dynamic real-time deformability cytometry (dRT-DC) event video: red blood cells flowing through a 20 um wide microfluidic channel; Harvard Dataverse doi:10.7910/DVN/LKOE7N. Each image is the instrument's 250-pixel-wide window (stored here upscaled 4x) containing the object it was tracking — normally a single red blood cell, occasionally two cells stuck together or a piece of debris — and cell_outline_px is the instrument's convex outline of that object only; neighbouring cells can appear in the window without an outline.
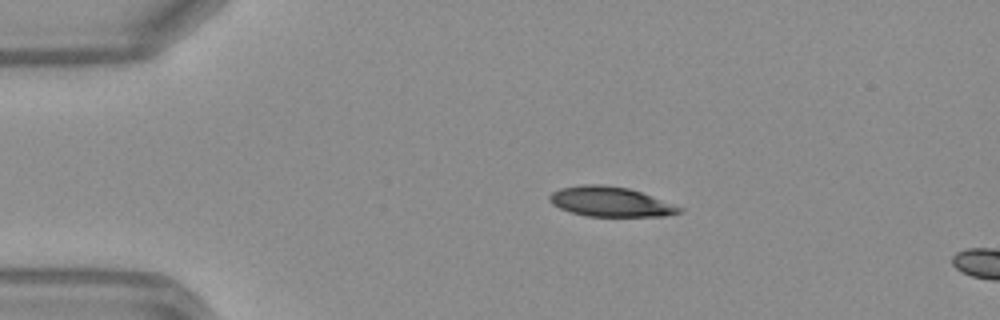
{"species": "Egyptian fruit bat (a non-hibernating species)", "species_latin": "Rousettus aegyptiacus", "temperature_condition": "warm", "stored_images_in_passage": 4, "camera_frame_rate_fps": 3000, "um_per_image_px": 0.085, "frame": {"image": 1, "passage_image": 1, "time_ms": 0.0, "image_size_px": [1000, 320], "cell_outline_px": [[684, 212], [664, 216], [588, 216], [572, 212], [560, 208], [552, 204], [548, 200], [548, 196], [552, 192], [560, 188], [580, 184], [604, 184], [628, 188], [640, 192], [684, 208]], "centroid_in_image_um": [51.87, 17.14], "position_along_channel_um": 33.1, "area_um2": 22.54}}